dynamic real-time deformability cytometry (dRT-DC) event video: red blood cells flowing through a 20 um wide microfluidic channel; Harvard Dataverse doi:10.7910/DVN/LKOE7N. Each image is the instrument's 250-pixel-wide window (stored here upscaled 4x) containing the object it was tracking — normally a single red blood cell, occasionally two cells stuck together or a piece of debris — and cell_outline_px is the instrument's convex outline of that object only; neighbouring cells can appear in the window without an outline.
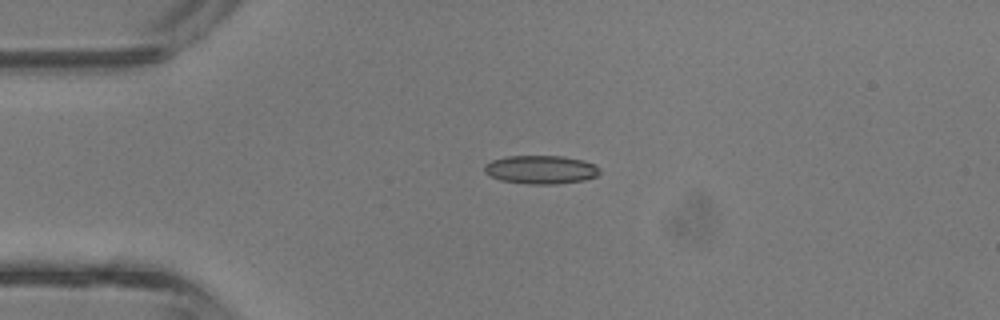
{"species": "common noctule bat (a hibernating species)", "species_latin": "Nyctalus noctula", "temperature_condition": "room temperature", "stored_images_in_passage": 3, "camera_frame_rate_fps": 3000, "um_per_image_px": 0.085, "animal": {"sex": "male", "body_mass_g": 13.3}, "frame": {"image": 1, "passage_image": 2, "time_ms": 0.333, "image_size_px": [1000, 320], "cell_outline_px": [[600, 172], [596, 176], [584, 180], [556, 184], [528, 184], [500, 180], [484, 172], [484, 164], [492, 160], [508, 156], [564, 156], [584, 160], [596, 164], [600, 168]], "centroid_in_image_um": [46.0, 14.41], "position_along_channel_um": 39.0, "area_um2": 19.25}}